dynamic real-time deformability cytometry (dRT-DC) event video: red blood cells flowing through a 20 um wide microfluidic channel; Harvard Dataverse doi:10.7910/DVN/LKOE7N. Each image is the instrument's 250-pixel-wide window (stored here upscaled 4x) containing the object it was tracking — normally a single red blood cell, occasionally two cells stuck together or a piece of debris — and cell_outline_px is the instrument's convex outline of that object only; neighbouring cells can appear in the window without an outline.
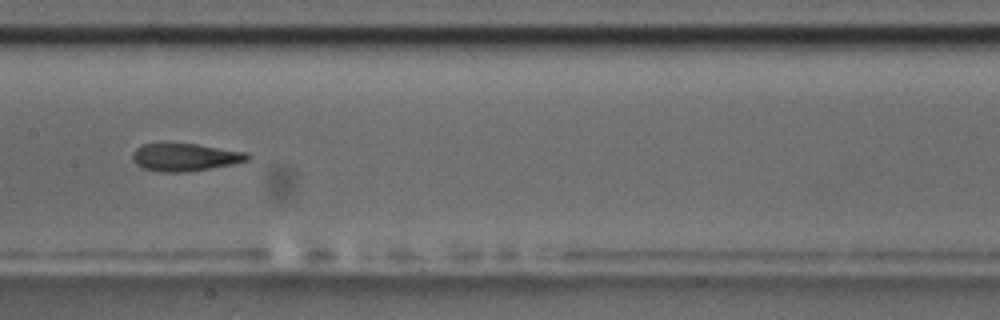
{"species": "common noctule bat (a hibernating species)", "species_latin": "Nyctalus noctula", "temperature_condition": "room temperature", "stored_images_in_passage": 13, "camera_frame_rate_fps": 3000, "um_per_image_px": 0.085, "animal": {"sex": "male", "body_mass_g": 17.5, "forearm_length_mm": 52.3}, "frame": {"image": 1, "passage_image": 6, "time_ms": 6.667, "image_size_px": [1000, 320], "cell_outline_px": [[252, 156], [248, 160], [232, 164], [188, 172], [160, 172], [144, 168], [136, 164], [132, 160], [132, 152], [140, 144], [164, 140], [168, 140], [196, 144], [248, 152]], "centroid_in_image_um": [15.66, 13.31], "position_along_channel_um": 191.7, "area_um2": 19.42}}
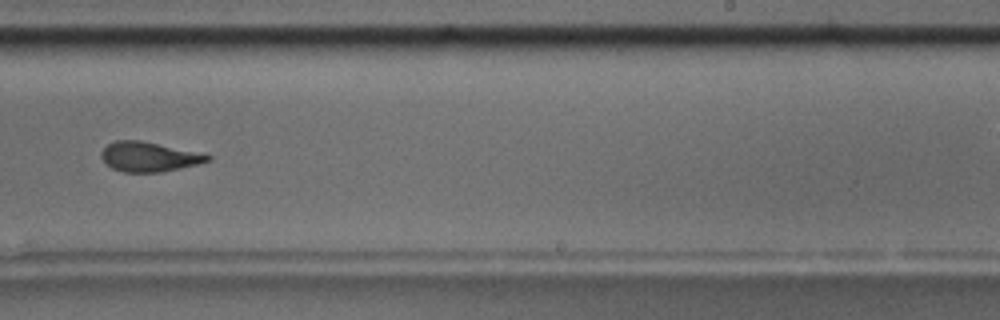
{"frame": {"image": 2, "passage_image": 8, "time_ms": 9.0, "image_size_px": [1000, 320], "cell_outline_px": [[212, 160], [200, 164], [160, 172], [124, 172], [112, 168], [100, 156], [100, 152], [108, 144], [116, 140], [140, 140], [212, 156]], "centroid_in_image_um": [12.64, 13.33], "position_along_channel_um": 276.4, "area_um2": 18.09}}